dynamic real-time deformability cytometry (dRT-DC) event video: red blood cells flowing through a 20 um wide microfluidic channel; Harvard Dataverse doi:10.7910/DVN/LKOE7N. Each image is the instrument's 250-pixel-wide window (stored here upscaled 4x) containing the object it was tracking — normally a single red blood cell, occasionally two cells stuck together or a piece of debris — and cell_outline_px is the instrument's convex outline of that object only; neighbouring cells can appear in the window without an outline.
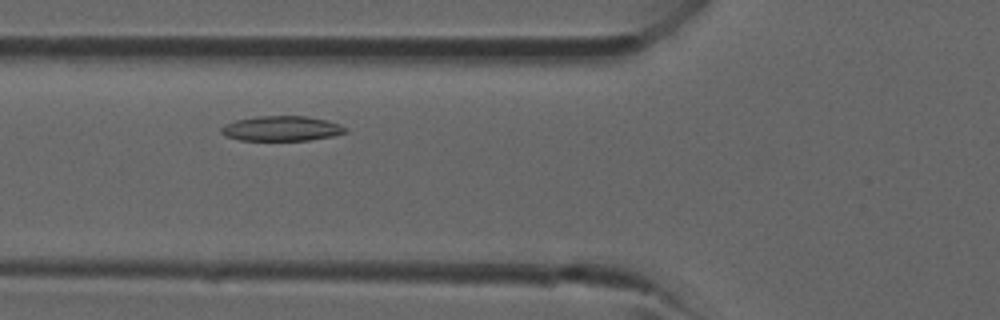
{"species": "common noctule bat (a hibernating species)", "species_latin": "Nyctalus noctula", "temperature_condition": "room temperature", "stored_images_in_passage": 35, "camera_frame_rate_fps": 3000, "um_per_image_px": 0.085, "animal": {"sex": "male", "forearm_length_mm": 52.5}, "frame": {"image": 1, "passage_image": 9, "time_ms": 2.667, "image_size_px": [1000, 320], "cell_outline_px": [[348, 132], [332, 136], [308, 140], [240, 140], [224, 136], [220, 132], [220, 128], [224, 124], [236, 120], [256, 116], [308, 116], [328, 120], [340, 124], [348, 128]], "centroid_in_image_um": [23.94, 10.92], "position_along_channel_um": 101.9, "area_um2": 18.26}}
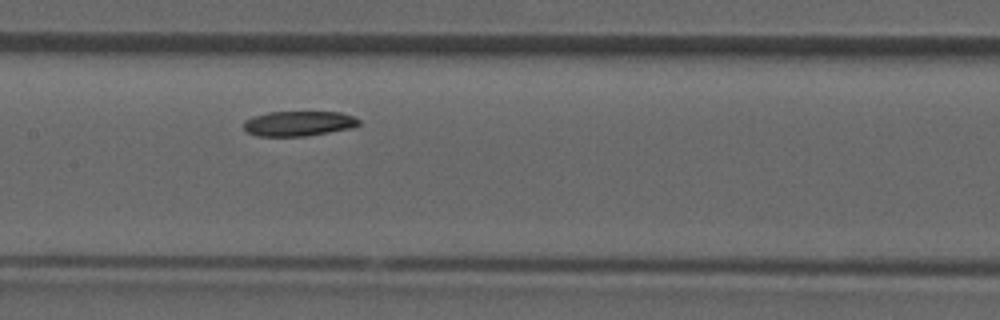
{"frame": {"image": 2, "passage_image": 14, "time_ms": 4.333, "image_size_px": [1000, 320], "cell_outline_px": [[360, 124], [352, 128], [304, 136], [256, 136], [248, 132], [244, 128], [244, 120], [252, 116], [268, 112], [340, 112], [352, 116], [360, 120]], "centroid_in_image_um": [25.36, 10.49], "position_along_channel_um": 182.0, "area_um2": 16.76}}
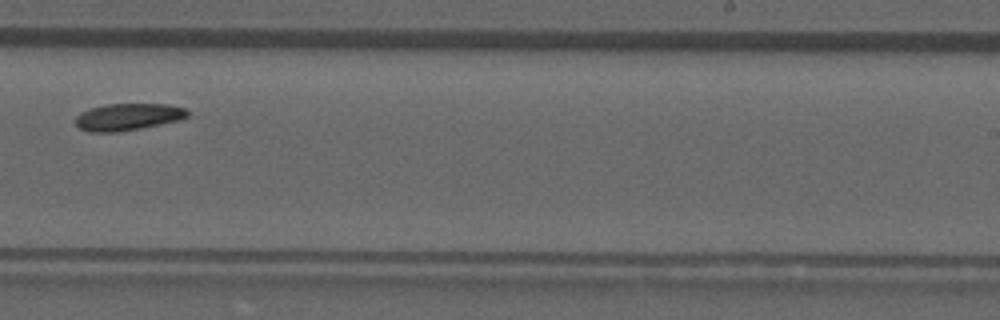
{"frame": {"image": 3, "passage_image": 20, "time_ms": 6.333, "image_size_px": [1000, 320], "cell_outline_px": [[188, 116], [180, 120], [140, 128], [116, 132], [88, 132], [80, 128], [76, 124], [76, 116], [80, 112], [104, 104], [168, 104], [184, 108], [188, 112]], "centroid_in_image_um": [10.86, 9.93], "position_along_channel_um": 278.1, "area_um2": 17.51}}